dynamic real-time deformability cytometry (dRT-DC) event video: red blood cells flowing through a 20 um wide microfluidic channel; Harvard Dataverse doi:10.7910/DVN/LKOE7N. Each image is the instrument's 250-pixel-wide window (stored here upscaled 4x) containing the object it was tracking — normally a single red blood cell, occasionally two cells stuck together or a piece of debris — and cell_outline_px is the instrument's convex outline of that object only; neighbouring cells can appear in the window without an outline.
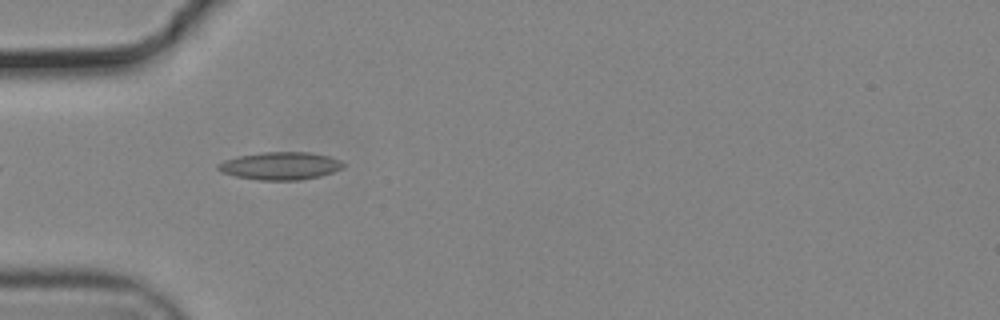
{"species": "common noctule bat (a hibernating species)", "species_latin": "Nyctalus noctula", "temperature_condition": "cold", "stored_images_in_passage": 7, "camera_frame_rate_fps": 3000, "um_per_image_px": 0.085, "animal": {"sex": "male", "body_mass_g": 19.2, "forearm_length_mm": 51.8}, "frame": {"image": 1, "passage_image": 1, "time_ms": 0.0, "image_size_px": [1000, 320], "cell_outline_px": [[344, 168], [320, 176], [300, 180], [260, 180], [236, 176], [220, 172], [216, 168], [216, 164], [224, 160], [240, 156], [264, 152], [312, 152], [328, 156], [340, 160], [344, 164]], "centroid_in_image_um": [23.83, 14.1], "position_along_channel_um": 61.2, "area_um2": 20.23}}
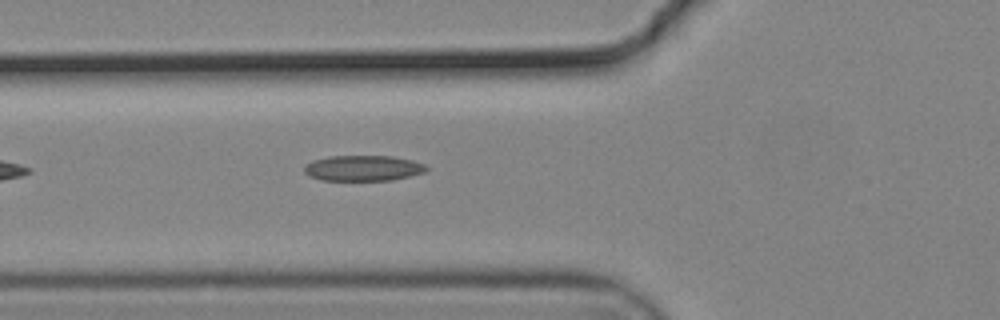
{"frame": {"image": 2, "passage_image": 4, "time_ms": 1.0, "image_size_px": [1000, 320], "cell_outline_px": [[428, 168], [424, 172], [392, 180], [320, 180], [308, 176], [304, 172], [304, 164], [312, 160], [328, 156], [392, 156], [412, 160], [424, 164]], "centroid_in_image_um": [30.8, 14.29], "position_along_channel_um": 95.0, "area_um2": 18.26}}